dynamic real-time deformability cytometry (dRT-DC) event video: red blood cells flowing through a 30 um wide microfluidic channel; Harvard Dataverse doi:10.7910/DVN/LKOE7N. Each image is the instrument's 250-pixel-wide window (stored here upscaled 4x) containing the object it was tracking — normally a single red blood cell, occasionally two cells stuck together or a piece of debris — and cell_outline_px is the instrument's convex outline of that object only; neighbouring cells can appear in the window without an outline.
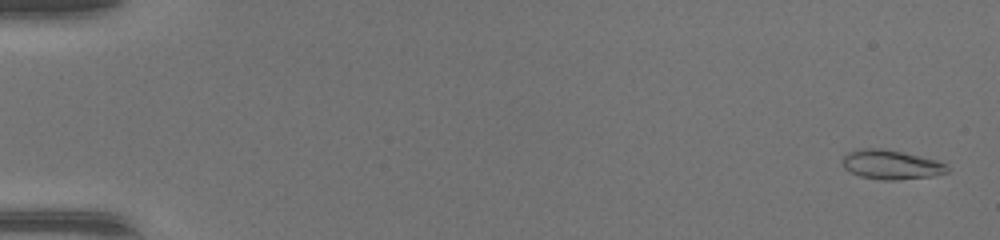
{"species": "common noctule bat (a hibernating species)", "species_latin": "Nyctalus noctula", "temperature_condition": "warm", "stored_images_in_passage": 48, "camera_frame_rate_fps": 3000, "um_per_image_px": 0.085, "animal": {"sex": "female", "body_mass_g": 17.0, "forearm_length_mm": 48.0}, "frame": {"image": 1, "passage_image": 2, "time_ms": 0.333, "image_size_px": [1000, 240], "cell_outline_px": [[948, 172], [932, 176], [896, 180], [880, 180], [860, 176], [844, 168], [840, 160], [848, 152], [856, 148], [880, 148], [904, 152], [936, 160], [944, 164], [948, 168]], "centroid_in_image_um": [75.69, 13.98], "position_along_channel_um": 9.3, "area_um2": 17.98}}
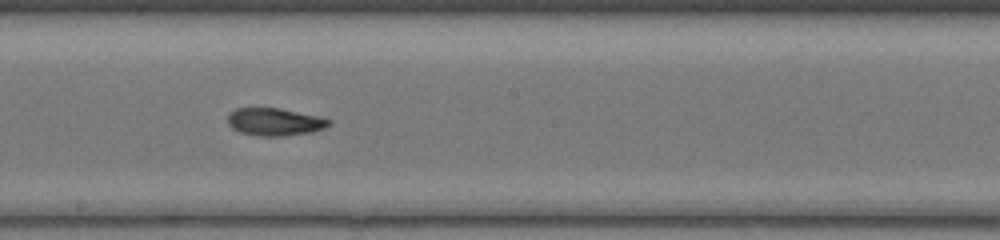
{"frame": {"image": 2, "passage_image": 28, "time_ms": 9.0, "image_size_px": [1000, 240], "cell_outline_px": [[332, 124], [324, 128], [312, 132], [284, 136], [260, 136], [240, 132], [232, 128], [228, 124], [228, 112], [236, 108], [280, 108], [320, 116], [332, 120]], "centroid_in_image_um": [23.37, 10.35], "position_along_channel_um": 224.8, "area_um2": 16.47}}
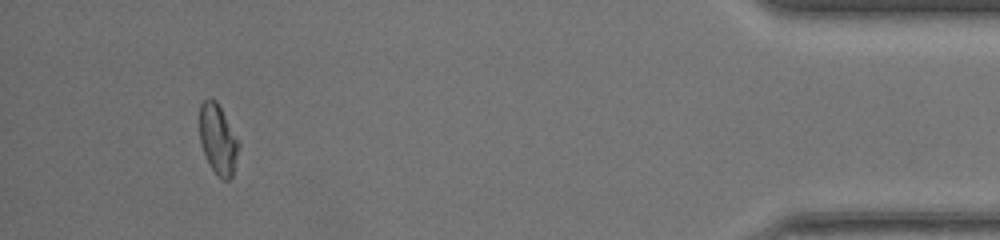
{"frame": {"image": 3, "passage_image": 45, "time_ms": 14.667, "image_size_px": [1000, 240], "cell_outline_px": [[240, 144], [232, 176], [228, 180], [220, 180], [212, 168], [204, 152], [200, 140], [200, 104], [208, 96], [216, 100]], "centroid_in_image_um": [18.52, 11.84], "position_along_channel_um": 416.7, "area_um2": 15.72}}